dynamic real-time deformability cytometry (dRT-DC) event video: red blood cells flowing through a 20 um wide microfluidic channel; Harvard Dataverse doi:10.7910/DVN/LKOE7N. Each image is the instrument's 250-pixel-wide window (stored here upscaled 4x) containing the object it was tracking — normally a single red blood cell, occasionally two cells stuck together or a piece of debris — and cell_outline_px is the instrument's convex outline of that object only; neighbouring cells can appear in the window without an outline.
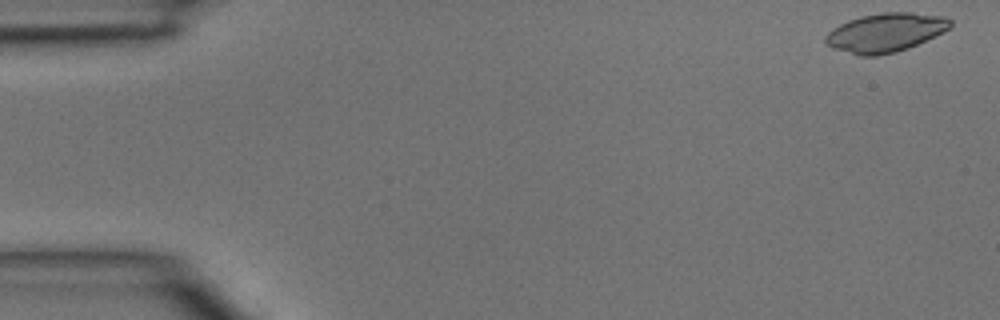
{"species": "common noctule bat (a hibernating species)", "species_latin": "Nyctalus noctula", "temperature_condition": "room temperature", "stored_images_in_passage": 4, "camera_frame_rate_fps": 3000, "um_per_image_px": 0.085, "animal": {"sex": "male", "body_mass_g": 15.6}, "frame": {"image": 1, "passage_image": 1, "time_ms": 0.0, "image_size_px": [1000, 320], "cell_outline_px": [[952, 24], [944, 32], [908, 48], [896, 52], [876, 56], [860, 56], [832, 48], [824, 40], [824, 36], [832, 28], [848, 20], [860, 16], [884, 12], [912, 12], [944, 16], [952, 20]], "centroid_in_image_um": [75.25, 2.76], "position_along_channel_um": 9.7, "area_um2": 28.38}}
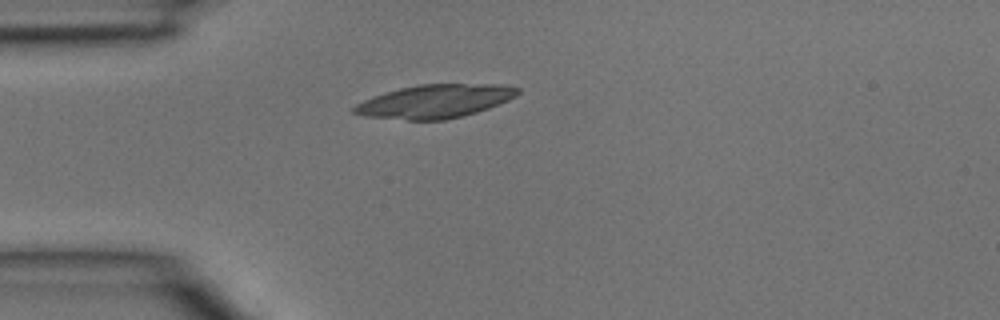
{"frame": {"image": 2, "passage_image": 4, "time_ms": 1.0, "image_size_px": [1000, 320], "cell_outline_px": [[520, 92], [516, 96], [508, 100], [488, 108], [464, 116], [444, 120], [408, 120], [364, 116], [352, 112], [352, 108], [356, 104], [372, 96], [400, 88], [420, 84], [500, 84], [520, 88]], "centroid_in_image_um": [36.97, 8.61], "position_along_channel_um": 48.0, "area_um2": 31.85}}